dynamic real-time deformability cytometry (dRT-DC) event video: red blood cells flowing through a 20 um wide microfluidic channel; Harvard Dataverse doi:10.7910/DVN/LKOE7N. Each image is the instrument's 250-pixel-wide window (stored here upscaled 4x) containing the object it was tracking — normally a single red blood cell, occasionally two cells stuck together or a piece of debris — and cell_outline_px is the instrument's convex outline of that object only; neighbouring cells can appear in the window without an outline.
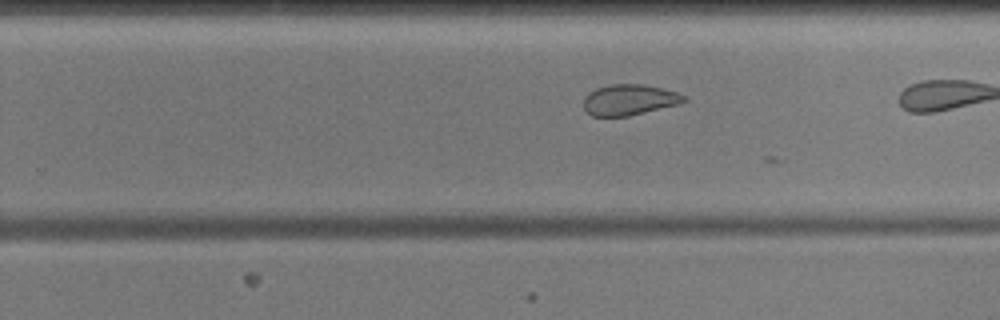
{"species": "common noctule bat (a hibernating species)", "species_latin": "Nyctalus noctula", "temperature_condition": "cold", "stored_images_in_passage": 23, "camera_frame_rate_fps": 3000, "um_per_image_px": 0.085, "animal": {"sex": "male", "body_mass_g": 17.9, "forearm_length_mm": 54.2}, "frame": {"image": 1, "passage_image": 20, "time_ms": 6.333, "image_size_px": [1000, 320], "cell_outline_px": [[688, 100], [680, 104], [628, 116], [592, 116], [584, 108], [584, 96], [588, 92], [596, 88], [612, 84], [644, 84], [676, 92], [684, 96]], "centroid_in_image_um": [53.48, 8.48], "position_along_channel_um": 276.3, "area_um2": 17.98}}